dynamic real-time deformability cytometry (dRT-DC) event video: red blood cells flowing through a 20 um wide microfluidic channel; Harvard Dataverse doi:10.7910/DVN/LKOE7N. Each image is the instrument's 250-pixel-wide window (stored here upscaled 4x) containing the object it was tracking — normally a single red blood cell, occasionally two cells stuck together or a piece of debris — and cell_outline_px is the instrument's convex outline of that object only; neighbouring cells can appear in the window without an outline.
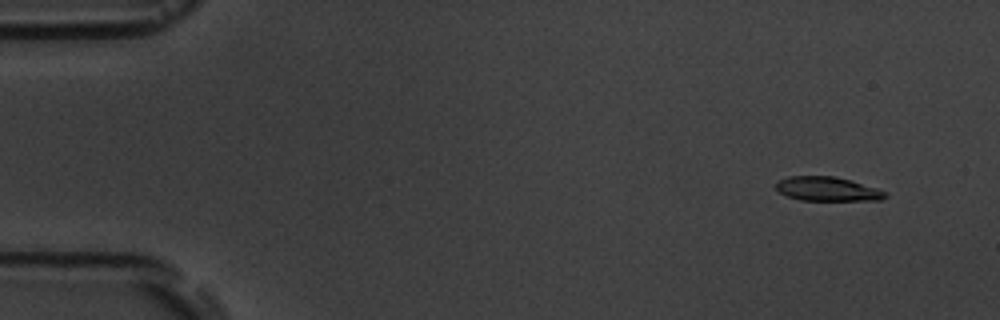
{"species": "common noctule bat (a hibernating species)", "species_latin": "Nyctalus noctula", "temperature_condition": "room temperature", "stored_images_in_passage": 5, "camera_frame_rate_fps": 3000, "um_per_image_px": 0.085, "animal": {"sex": "male", "body_mass_g": 19.5, "forearm_length_mm": 54.6}, "frame": {"image": 1, "passage_image": 1, "time_ms": 0.0, "image_size_px": [1000, 320], "cell_outline_px": [[888, 196], [880, 200], [800, 200], [784, 196], [776, 188], [776, 180], [788, 176], [836, 176], [876, 188], [888, 192]], "centroid_in_image_um": [70.3, 16.06], "position_along_channel_um": 14.7, "area_um2": 15.49}}
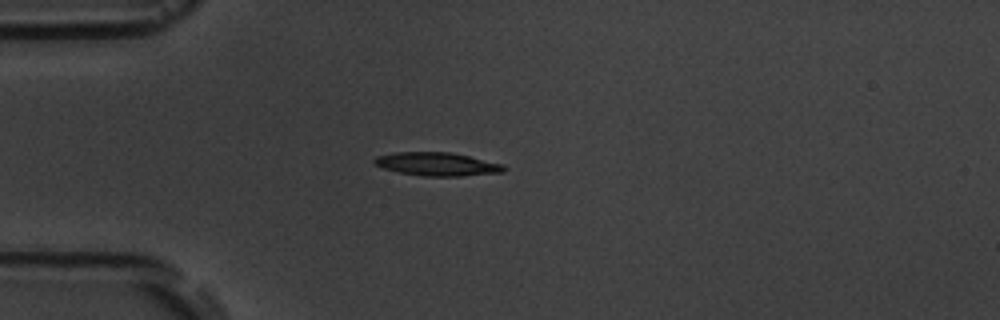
{"frame": {"image": 2, "passage_image": 4, "time_ms": 3.667, "image_size_px": [1000, 320], "cell_outline_px": [[508, 168], [504, 172], [460, 176], [424, 176], [400, 172], [384, 168], [376, 164], [372, 160], [376, 156], [396, 152], [448, 152], [468, 156], [504, 164]], "centroid_in_image_um": [37.19, 13.95], "position_along_channel_um": 47.8, "area_um2": 17.51}}